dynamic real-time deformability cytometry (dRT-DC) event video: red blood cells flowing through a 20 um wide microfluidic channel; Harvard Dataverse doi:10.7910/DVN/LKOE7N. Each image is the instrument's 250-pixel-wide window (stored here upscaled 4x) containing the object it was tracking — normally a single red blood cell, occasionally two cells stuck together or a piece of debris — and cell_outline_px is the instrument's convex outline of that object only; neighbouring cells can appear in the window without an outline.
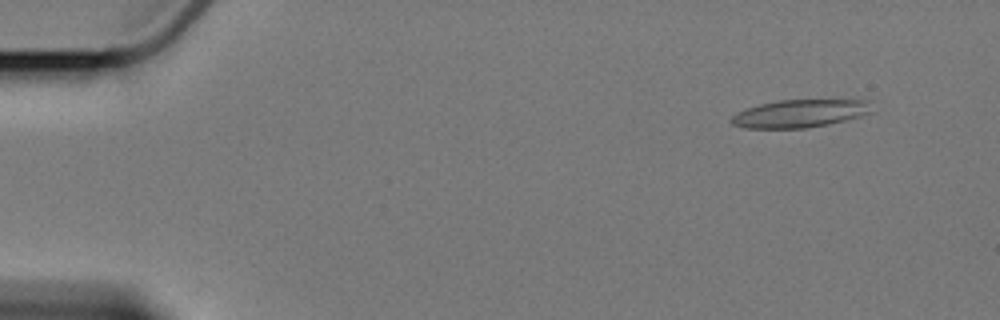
{"species": "Egyptian fruit bat (a non-hibernating species)", "species_latin": "Rousettus aegyptiacus", "temperature_condition": "cold", "stored_images_in_passage": 4, "camera_frame_rate_fps": 3000, "um_per_image_px": 0.085, "animal": {"sex": "female"}, "frame": {"image": 1, "passage_image": 1, "time_ms": 0.0, "image_size_px": [1000, 320], "cell_outline_px": [[872, 112], [860, 116], [828, 124], [804, 128], [744, 128], [732, 124], [728, 120], [732, 116], [748, 108], [760, 104], [776, 100], [868, 100]], "centroid_in_image_um": [67.96, 9.65], "position_along_channel_um": 17.0, "area_um2": 22.54}}
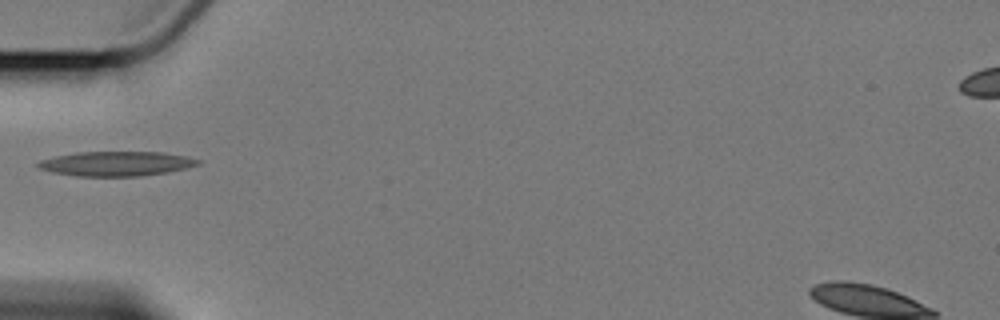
{"frame": {"image": 2, "passage_image": 4, "time_ms": 5.0, "image_size_px": [1000, 320], "cell_outline_px": [[200, 164], [168, 172], [140, 176], [76, 176], [52, 172], [36, 168], [36, 164], [40, 160], [56, 156], [76, 152], [164, 152], [184, 156], [200, 160]], "centroid_in_image_um": [9.84, 13.91], "position_along_channel_um": 75.2, "area_um2": 22.89}}